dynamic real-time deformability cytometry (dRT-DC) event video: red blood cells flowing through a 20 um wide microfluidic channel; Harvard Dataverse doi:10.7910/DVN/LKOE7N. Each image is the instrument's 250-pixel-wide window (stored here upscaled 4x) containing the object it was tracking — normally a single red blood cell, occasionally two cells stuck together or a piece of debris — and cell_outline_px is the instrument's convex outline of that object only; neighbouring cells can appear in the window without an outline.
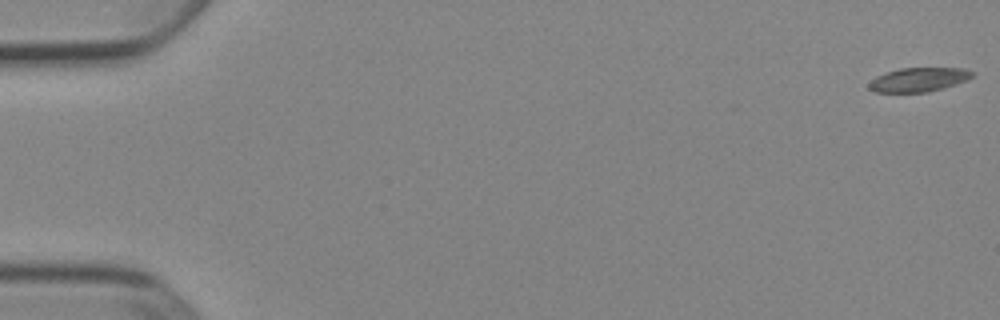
{"species": "Egyptian fruit bat (a non-hibernating species)", "species_latin": "Rousettus aegyptiacus", "temperature_condition": "cold", "stored_images_in_passage": 54, "camera_frame_rate_fps": 3000, "um_per_image_px": 0.085, "animal": {"sex": "female"}, "frame": {"image": 1, "passage_image": 1, "time_ms": 0.0, "image_size_px": [1000, 320], "cell_outline_px": [[972, 76], [968, 80], [944, 88], [928, 92], [876, 92], [868, 88], [868, 84], [876, 76], [900, 68], [964, 68], [972, 72]], "centroid_in_image_um": [78.09, 6.77], "position_along_channel_um": 6.9, "area_um2": 14.39}}
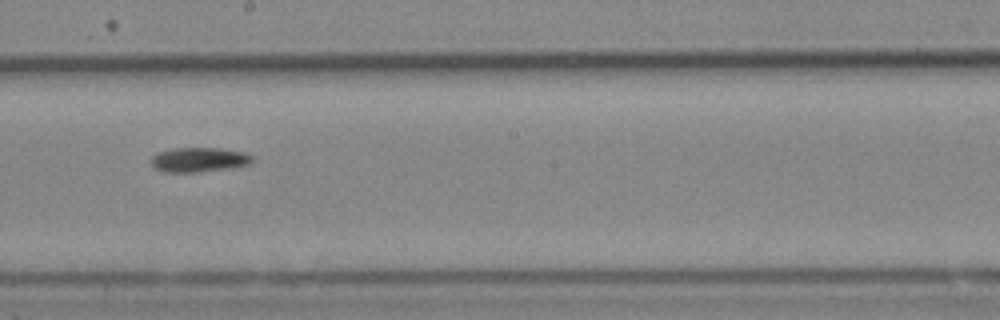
{"frame": {"image": 2, "passage_image": 31, "time_ms": 10.0, "image_size_px": [1000, 320], "cell_outline_px": [[252, 160], [248, 164], [232, 168], [200, 172], [164, 172], [152, 168], [152, 156], [156, 152], [172, 148], [220, 148], [244, 152], [252, 156]], "centroid_in_image_um": [16.87, 13.58], "position_along_channel_um": 231.3, "area_um2": 14.62}}
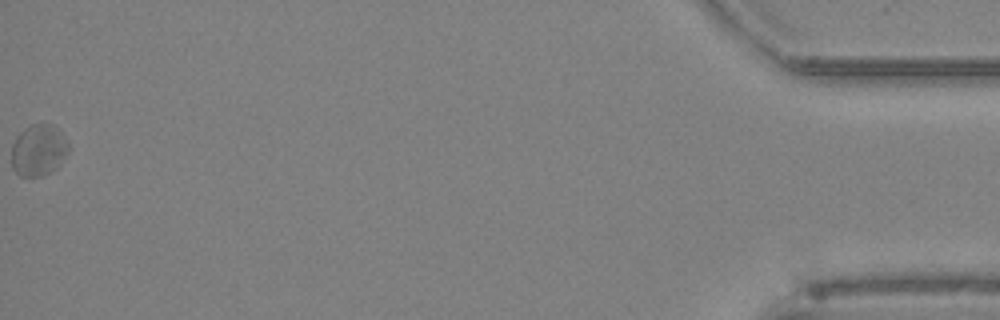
{"frame": {"image": 3, "passage_image": 54, "time_ms": 17.667, "image_size_px": [1000, 320], "cell_outline_px": [[68, 152], [60, 164], [56, 168], [40, 176], [20, 176], [12, 168], [12, 144], [16, 136], [24, 128], [32, 124], [52, 124], [64, 136], [68, 144]], "centroid_in_image_um": [3.25, 12.76], "position_along_channel_um": 431.9, "area_um2": 16.99}, "authors_computed_cell_mechanics": {"area_um2": 14.8835, "velocity_mm_per_s": 3.8466, "shape_relaxation_time_tau1_ms": 4.7401, "shape_relaxation_time_tau2_ms": null, "deformation_change_tau1": 0.1423, "deformation_change_tau2": null}}